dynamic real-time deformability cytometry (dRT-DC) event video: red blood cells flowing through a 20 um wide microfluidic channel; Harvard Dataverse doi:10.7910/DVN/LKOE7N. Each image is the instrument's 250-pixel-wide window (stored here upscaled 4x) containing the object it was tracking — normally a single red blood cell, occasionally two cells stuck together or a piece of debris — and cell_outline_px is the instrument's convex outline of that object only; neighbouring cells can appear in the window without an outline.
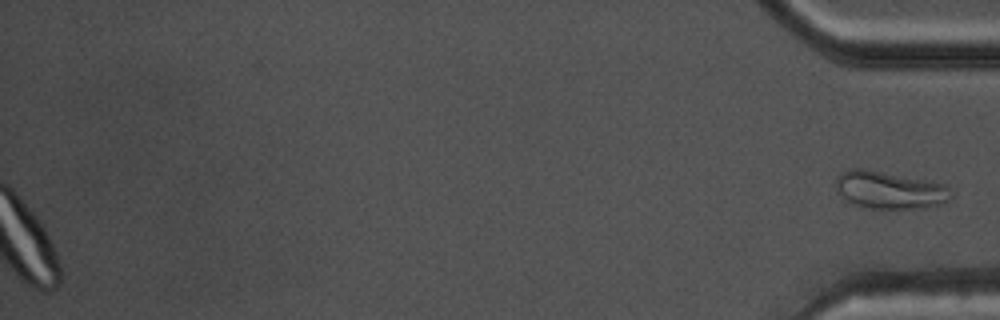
{"species": "common noctule bat (a hibernating species)", "species_latin": "Nyctalus noctula", "temperature_condition": "warm", "stored_images_in_passage": 48, "segment_of_instrument_passage": [2, 2], "camera_frame_rate_fps": 3000, "um_per_image_px": 0.085, "animal": {"sex": "male", "body_mass_g": 17.5, "forearm_length_mm": 52.3}, "frame": {"image": 1, "passage_image": 48, "time_ms": 15.667, "image_size_px": [1000, 320], "cell_outline_px": [[952, 196], [948, 200], [940, 204], [928, 208], [860, 208], [844, 200], [836, 192], [836, 176], [840, 172], [848, 168], [864, 168], [944, 184], [948, 188]], "centroid_in_image_um": [75.52, 16.16], "position_along_channel_um": 359.7, "area_um2": 25.43}}